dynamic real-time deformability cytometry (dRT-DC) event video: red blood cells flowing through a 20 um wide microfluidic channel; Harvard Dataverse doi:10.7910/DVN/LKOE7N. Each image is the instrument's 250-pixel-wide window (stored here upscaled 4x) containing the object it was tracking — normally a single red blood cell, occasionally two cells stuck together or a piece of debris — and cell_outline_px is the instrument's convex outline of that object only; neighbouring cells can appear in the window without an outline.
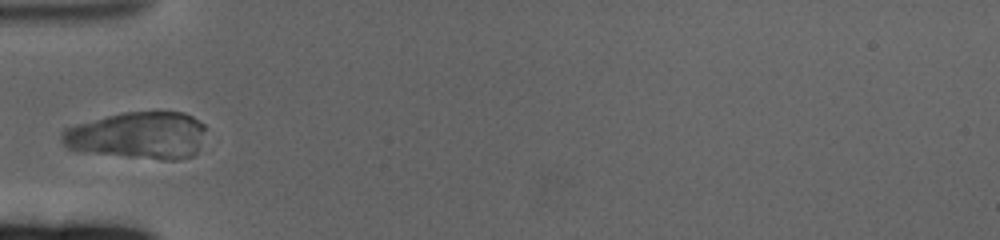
{"species": "human", "species_latin": "Homo sapiens", "temperature_condition": "cold", "stored_images_in_passage": 3, "camera_frame_rate_fps": 3000, "um_per_image_px": 0.085, "donor": {"sex": "female"}, "frame": {"image": 1, "passage_image": 1, "time_ms": 0.0, "image_size_px": [1000, 240], "cell_outline_px": [[204, 128], [196, 152], [192, 156], [176, 160], [160, 160], [76, 152], [68, 148], [60, 140], [60, 132], [64, 128], [76, 124], [124, 112], [184, 112], [192, 116], [204, 124]], "centroid_in_image_um": [11.66, 11.53], "position_along_channel_um": 73.3, "area_um2": 39.82}}